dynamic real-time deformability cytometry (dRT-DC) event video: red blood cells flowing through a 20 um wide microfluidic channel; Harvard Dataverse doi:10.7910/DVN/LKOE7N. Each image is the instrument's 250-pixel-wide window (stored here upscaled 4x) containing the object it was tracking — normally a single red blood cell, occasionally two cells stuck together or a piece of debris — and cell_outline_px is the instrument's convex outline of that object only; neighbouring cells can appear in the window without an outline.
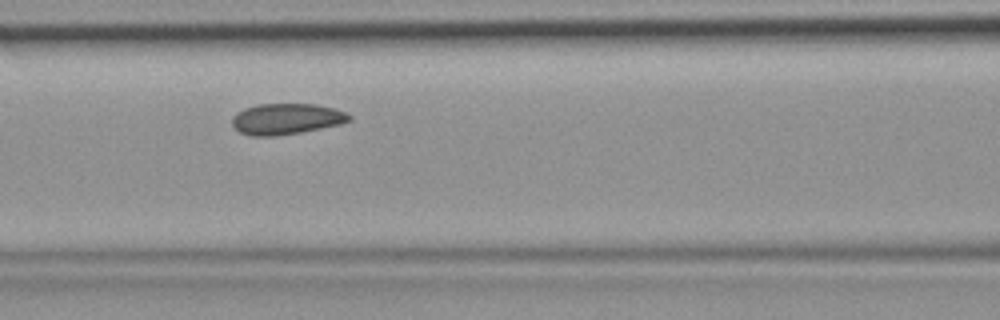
{"species": "common noctule bat (a hibernating species)", "species_latin": "Nyctalus noctula", "temperature_condition": "room temperature", "stored_images_in_passage": 26, "camera_frame_rate_fps": 3000, "um_per_image_px": 0.085, "animal": {"sex": "female", "body_mass_g": 19.9}, "frame": {"image": 1, "passage_image": 8, "time_ms": 2.333, "image_size_px": [1000, 320], "cell_outline_px": [[352, 120], [340, 124], [300, 132], [276, 136], [252, 136], [240, 132], [232, 124], [232, 116], [236, 112], [244, 108], [260, 104], [316, 104], [336, 108], [352, 116]], "centroid_in_image_um": [24.34, 10.1], "position_along_channel_um": 142.3, "area_um2": 21.15}}